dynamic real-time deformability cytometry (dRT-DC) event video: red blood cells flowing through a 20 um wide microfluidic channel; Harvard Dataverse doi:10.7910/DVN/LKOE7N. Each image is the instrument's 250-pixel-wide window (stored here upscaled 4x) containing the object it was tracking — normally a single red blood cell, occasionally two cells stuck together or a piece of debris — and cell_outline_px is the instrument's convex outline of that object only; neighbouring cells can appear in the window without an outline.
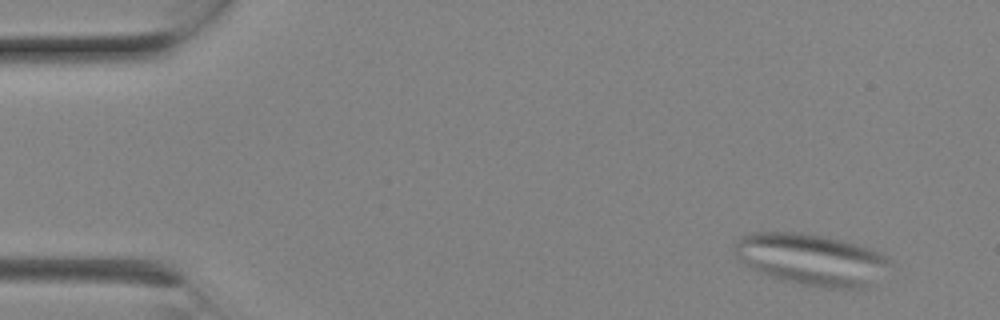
{"species": "Egyptian fruit bat (a non-hibernating species)", "species_latin": "Rousettus aegyptiacus", "temperature_condition": "room temperature", "stored_images_in_passage": 5, "camera_frame_rate_fps": 3000, "um_per_image_px": 0.085, "animal": {"sex": "female"}, "frame": {"image": 1, "passage_image": 1, "time_ms": 0.0, "image_size_px": [1000, 320], "cell_outline_px": [[892, 264], [868, 288], [820, 288], [780, 280], [756, 272], [732, 248], [740, 236], [752, 232], [804, 232], [824, 236], [856, 244], [868, 248], [892, 260]], "centroid_in_image_um": [68.98, 22.06], "position_along_channel_um": 16.0, "area_um2": 46.64}}
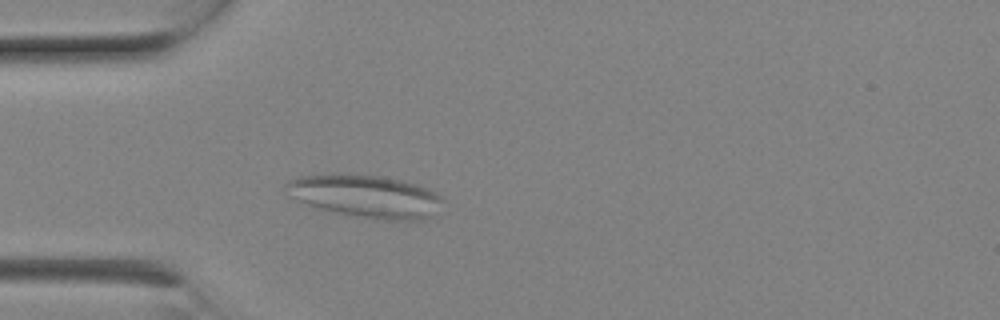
{"frame": {"image": 2, "passage_image": 5, "time_ms": 1.333, "image_size_px": [1000, 320], "cell_outline_px": [[444, 200], [432, 216], [424, 220], [376, 220], [344, 216], [308, 204], [288, 196], [284, 184], [288, 180], [300, 176], [336, 172], [344, 172], [380, 176], [400, 180], [416, 184], [436, 192], [444, 196]], "centroid_in_image_um": [31.06, 16.67], "position_along_channel_um": 53.9, "area_um2": 40.06}}